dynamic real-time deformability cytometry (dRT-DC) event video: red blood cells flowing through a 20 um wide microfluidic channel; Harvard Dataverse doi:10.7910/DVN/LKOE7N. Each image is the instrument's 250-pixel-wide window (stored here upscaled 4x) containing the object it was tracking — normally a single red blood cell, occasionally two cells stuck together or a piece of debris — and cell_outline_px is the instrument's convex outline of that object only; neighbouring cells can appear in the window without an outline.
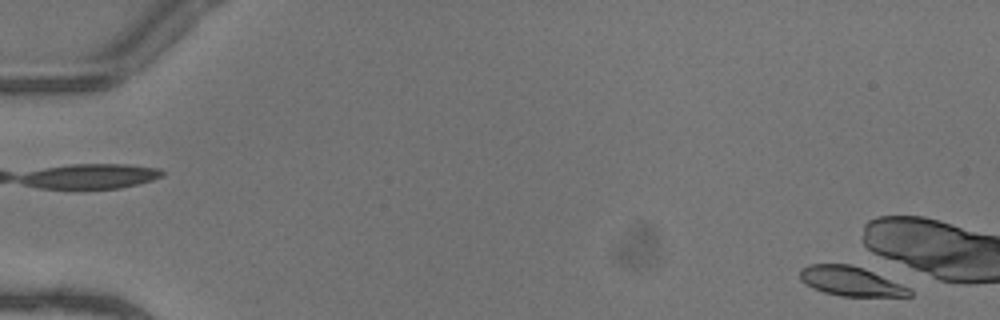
{"species": "common noctule bat (a hibernating species)", "species_latin": "Nyctalus noctula", "temperature_condition": "warm", "stored_images_in_passage": 4, "camera_frame_rate_fps": 3000, "um_per_image_px": 0.085, "animal": {"sex": "female"}, "frame": {"image": 1, "passage_image": 2, "time_ms": 0.333, "image_size_px": [1000, 320], "cell_outline_px": [[912, 296], [840, 296], [824, 292], [812, 288], [800, 280], [800, 268], [808, 264], [848, 264], [864, 268], [900, 284], [908, 288], [912, 292]], "centroid_in_image_um": [72.25, 23.9], "position_along_channel_um": 12.7, "area_um2": 18.61}}